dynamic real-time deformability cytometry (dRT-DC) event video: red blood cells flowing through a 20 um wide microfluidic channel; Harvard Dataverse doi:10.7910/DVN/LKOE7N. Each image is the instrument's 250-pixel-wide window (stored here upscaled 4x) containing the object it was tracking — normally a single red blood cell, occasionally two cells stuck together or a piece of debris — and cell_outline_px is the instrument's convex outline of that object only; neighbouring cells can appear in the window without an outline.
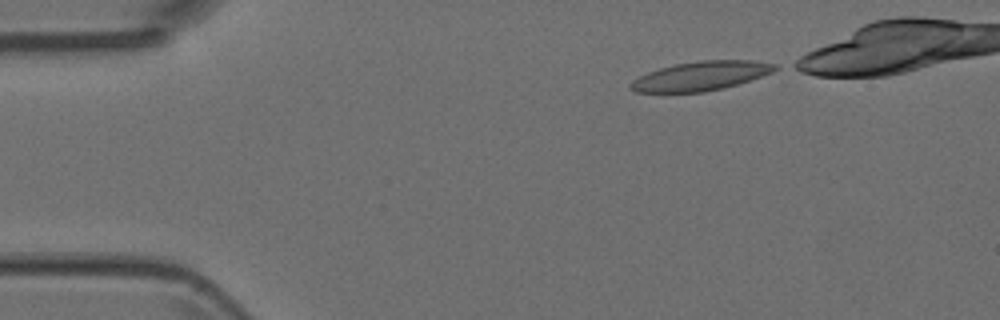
{"species": "Egyptian fruit bat (a non-hibernating species)", "species_latin": "Rousettus aegyptiacus", "temperature_condition": "room temperature", "stored_images_in_passage": 4, "camera_frame_rate_fps": 3000, "um_per_image_px": 0.085, "animal": {"sex": "female"}, "frame": {"image": 1, "passage_image": 1, "time_ms": 0.0, "image_size_px": [1000, 320], "cell_outline_px": [[780, 68], [772, 72], [724, 88], [704, 92], [636, 92], [628, 88], [628, 84], [632, 80], [648, 72], [660, 68], [676, 64], [700, 60], [752, 60], [776, 64]], "centroid_in_image_um": [59.55, 6.45], "position_along_channel_um": 25.5, "area_um2": 24.39}}